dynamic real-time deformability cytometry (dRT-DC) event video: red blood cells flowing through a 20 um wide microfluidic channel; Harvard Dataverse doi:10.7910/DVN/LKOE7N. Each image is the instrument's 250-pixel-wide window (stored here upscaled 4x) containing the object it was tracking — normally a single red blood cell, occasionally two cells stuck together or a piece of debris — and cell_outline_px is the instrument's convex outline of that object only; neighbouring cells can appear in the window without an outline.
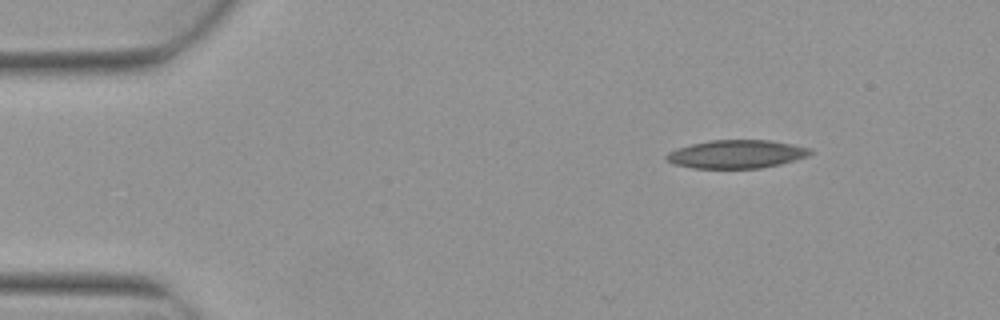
{"species": "Egyptian fruit bat (a non-hibernating species)", "species_latin": "Rousettus aegyptiacus", "temperature_condition": "warm", "stored_images_in_passage": 4, "camera_frame_rate_fps": 3000, "um_per_image_px": 0.085, "animal": {"sex": "female"}, "frame": {"image": 1, "passage_image": 1, "time_ms": 0.0, "image_size_px": [1000, 320], "cell_outline_px": [[812, 152], [808, 156], [796, 160], [780, 164], [760, 168], [692, 168], [672, 164], [664, 156], [668, 152], [692, 144], [712, 140], [768, 140], [792, 144], [812, 148]], "centroid_in_image_um": [62.62, 13.1], "position_along_channel_um": 22.4, "area_um2": 23.64}}
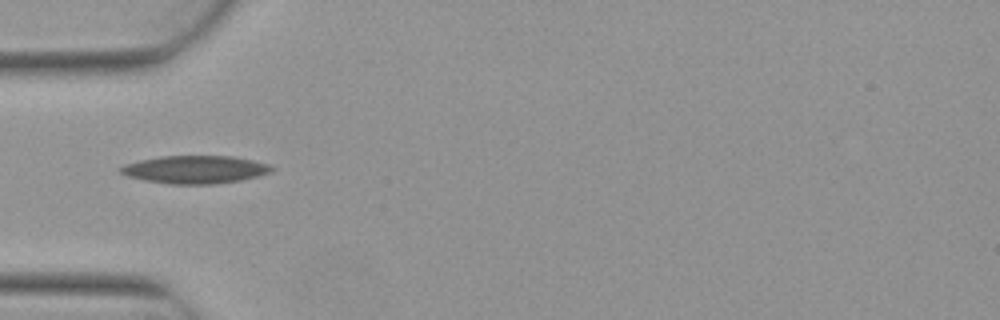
{"frame": {"image": 2, "passage_image": 4, "time_ms": 1.0, "image_size_px": [1000, 320], "cell_outline_px": [[276, 168], [272, 172], [240, 180], [216, 184], [168, 184], [144, 180], [128, 176], [120, 172], [120, 168], [124, 164], [140, 160], [160, 156], [232, 156], [252, 160], [268, 164]], "centroid_in_image_um": [16.59, 14.41], "position_along_channel_um": 68.4, "area_um2": 24.51}}